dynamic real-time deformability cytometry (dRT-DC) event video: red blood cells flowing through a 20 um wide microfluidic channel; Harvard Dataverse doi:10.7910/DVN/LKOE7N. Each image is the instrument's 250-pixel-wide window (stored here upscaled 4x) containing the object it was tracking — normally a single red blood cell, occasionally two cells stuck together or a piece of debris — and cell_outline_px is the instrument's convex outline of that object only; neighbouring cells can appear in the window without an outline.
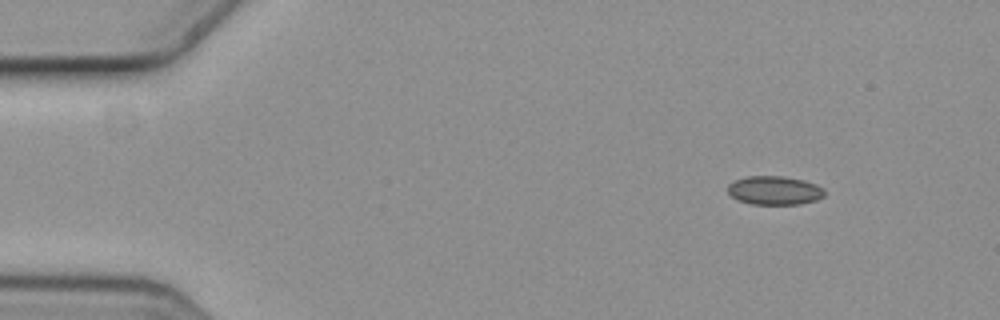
{"species": "common noctule bat (a hibernating species)", "species_latin": "Nyctalus noctula", "temperature_condition": "cold", "stored_images_in_passage": 3, "camera_frame_rate_fps": 3000, "um_per_image_px": 0.085, "animal": {"sex": "female", "body_mass_g": 19.3, "forearm_length_mm": 54.1}, "frame": {"image": 1, "passage_image": 1, "time_ms": 0.0, "image_size_px": [1000, 320], "cell_outline_px": [[824, 196], [816, 200], [800, 204], [752, 204], [740, 200], [732, 196], [728, 192], [728, 184], [736, 180], [748, 176], [780, 176], [804, 180], [816, 184], [824, 192]], "centroid_in_image_um": [65.83, 16.18], "position_along_channel_um": 19.2, "area_um2": 15.95}}
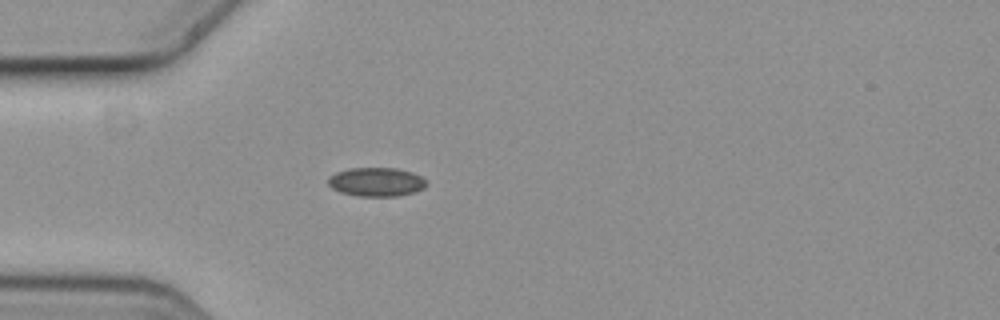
{"frame": {"image": 2, "passage_image": 3, "time_ms": 0.667, "image_size_px": [1000, 320], "cell_outline_px": [[428, 184], [424, 188], [412, 192], [396, 196], [360, 196], [340, 192], [332, 188], [328, 184], [328, 176], [336, 172], [348, 168], [396, 168], [412, 172], [420, 176]], "centroid_in_image_um": [31.96, 15.45], "position_along_channel_um": 53.0, "area_um2": 16.47}}